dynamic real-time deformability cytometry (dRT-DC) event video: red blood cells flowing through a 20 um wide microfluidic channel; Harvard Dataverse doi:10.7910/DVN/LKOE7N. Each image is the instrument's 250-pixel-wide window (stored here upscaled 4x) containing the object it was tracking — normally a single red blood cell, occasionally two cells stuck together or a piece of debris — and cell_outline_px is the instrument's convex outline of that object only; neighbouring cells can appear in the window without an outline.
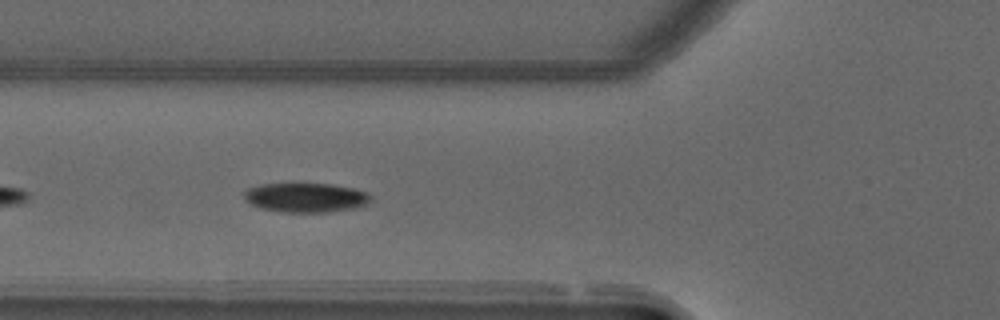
{"species": "common noctule bat (a hibernating species)", "species_latin": "Nyctalus noctula", "temperature_condition": "warm", "stored_images_in_passage": 26, "camera_frame_rate_fps": 3000, "um_per_image_px": 0.085, "animal": {"sex": "male", "forearm_length_mm": 52.5}, "frame": {"image": 1, "passage_image": 7, "time_ms": 2.0, "image_size_px": [1000, 320], "cell_outline_px": [[372, 200], [368, 204], [352, 208], [328, 212], [284, 212], [260, 208], [244, 200], [244, 192], [248, 188], [264, 184], [332, 184], [352, 188], [368, 192]], "centroid_in_image_um": [26.0, 16.79], "position_along_channel_um": 99.8, "area_um2": 21.56}}
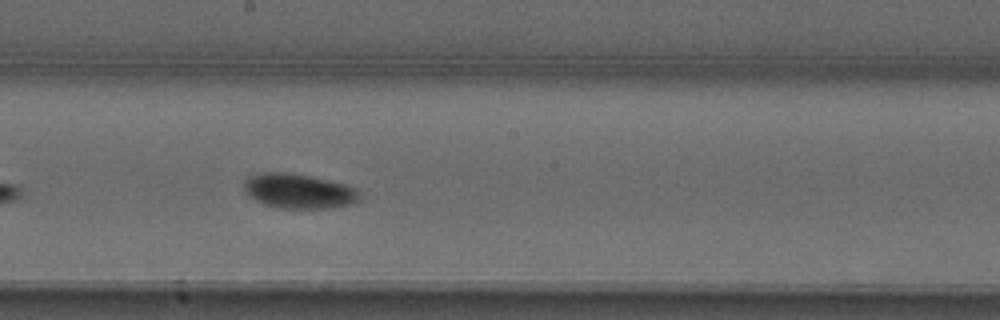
{"frame": {"image": 2, "passage_image": 17, "time_ms": 5.333, "image_size_px": [1000, 320], "cell_outline_px": [[360, 200], [352, 204], [332, 208], [276, 208], [264, 204], [248, 196], [244, 188], [244, 180], [248, 176], [264, 172], [284, 172], [308, 176], [328, 180], [344, 184], [360, 192]], "centroid_in_image_um": [25.37, 16.25], "position_along_channel_um": 222.8, "area_um2": 23.35}}
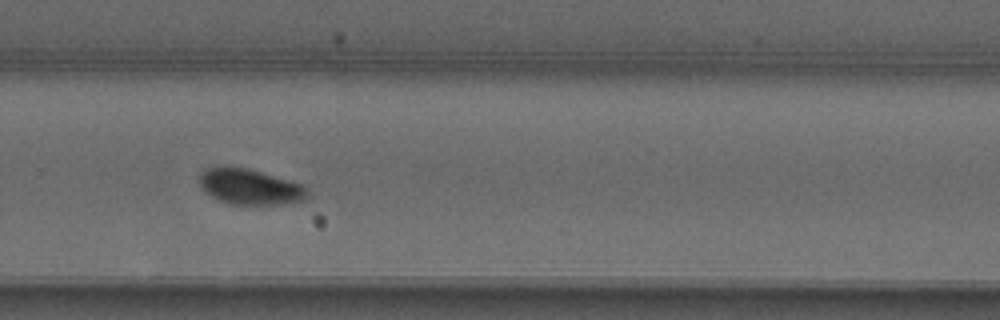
{"frame": {"image": 3, "passage_image": 24, "time_ms": 7.667, "image_size_px": [1000, 320], "cell_outline_px": [[308, 196], [304, 200], [284, 204], [232, 204], [220, 200], [212, 196], [200, 184], [200, 172], [204, 168], [220, 164], [248, 168], [304, 184], [308, 192]], "centroid_in_image_um": [21.25, 15.83], "position_along_channel_um": 308.6, "area_um2": 22.66}}